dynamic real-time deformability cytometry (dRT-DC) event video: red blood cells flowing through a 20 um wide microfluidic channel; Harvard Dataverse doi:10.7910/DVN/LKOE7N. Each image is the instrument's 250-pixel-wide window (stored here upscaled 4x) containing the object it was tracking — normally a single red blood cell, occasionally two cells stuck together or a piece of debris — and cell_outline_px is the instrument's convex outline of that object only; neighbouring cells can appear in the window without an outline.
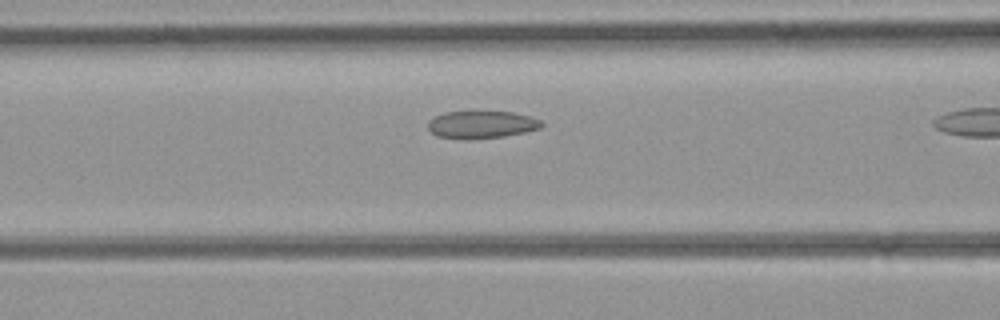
{"species": "common noctule bat (a hibernating species)", "species_latin": "Nyctalus noctula", "temperature_condition": "room temperature", "stored_images_in_passage": 11, "camera_frame_rate_fps": 3000, "um_per_image_px": 0.085, "animal": {"sex": "female", "body_mass_g": 21.9}, "frame": {"image": 1, "passage_image": 8, "time_ms": 2.333, "image_size_px": [1000, 320], "cell_outline_px": [[544, 124], [540, 128], [524, 132], [504, 136], [476, 140], [472, 140], [436, 136], [428, 128], [428, 120], [444, 112], [512, 112], [528, 116], [540, 120]], "centroid_in_image_um": [40.91, 10.61], "position_along_channel_um": 125.7, "area_um2": 18.15}}
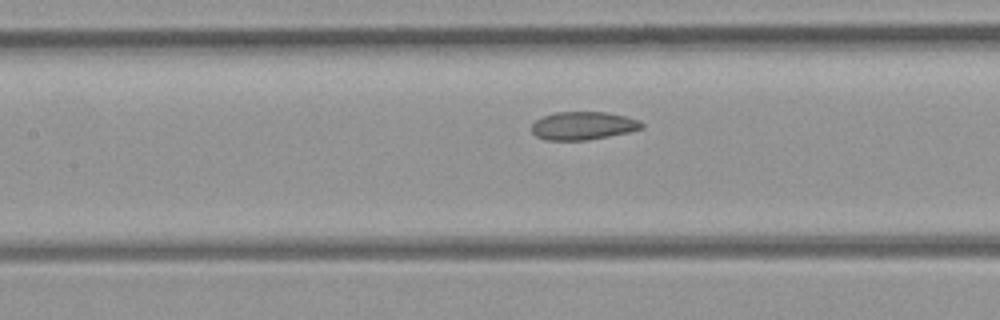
{"frame": {"image": 2, "passage_image": 10, "time_ms": 3.0, "image_size_px": [1000, 320], "cell_outline_px": [[644, 128], [628, 132], [588, 140], [544, 140], [536, 136], [532, 132], [532, 124], [536, 120], [544, 116], [556, 112], [604, 112], [624, 116], [640, 120], [644, 124]], "centroid_in_image_um": [49.57, 10.69], "position_along_channel_um": 157.8, "area_um2": 17.98}}